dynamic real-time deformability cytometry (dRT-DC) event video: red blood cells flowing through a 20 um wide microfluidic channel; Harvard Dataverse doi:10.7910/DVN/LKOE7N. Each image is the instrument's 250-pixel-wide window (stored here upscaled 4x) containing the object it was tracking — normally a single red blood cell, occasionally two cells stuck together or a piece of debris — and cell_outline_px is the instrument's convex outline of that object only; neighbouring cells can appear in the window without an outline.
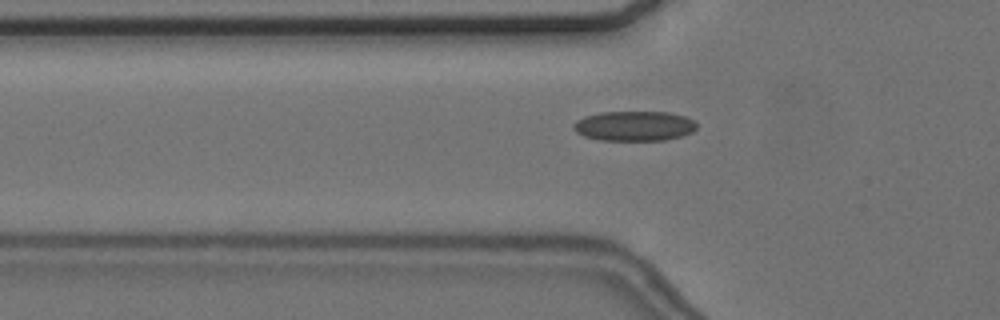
{"species": "common noctule bat (a hibernating species)", "species_latin": "Nyctalus noctula", "temperature_condition": "cold", "stored_images_in_passage": 47, "camera_frame_rate_fps": 3000, "um_per_image_px": 0.085, "animal": {"sex": "female", "body_mass_g": 24.6, "forearm_length_mm": 56.2}, "frame": {"image": 1, "passage_image": 9, "time_ms": 2.667, "image_size_px": [1000, 320], "cell_outline_px": [[696, 128], [692, 132], [684, 136], [664, 140], [600, 140], [584, 136], [576, 132], [572, 128], [572, 124], [576, 120], [584, 116], [600, 112], [668, 112], [684, 116], [692, 120], [696, 124]], "centroid_in_image_um": [53.88, 10.71], "position_along_channel_um": 71.9, "area_um2": 21.56}}
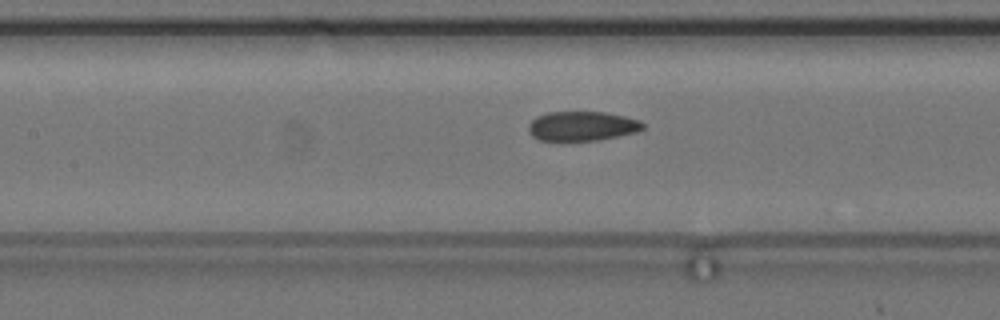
{"frame": {"image": 2, "passage_image": 16, "time_ms": 5.0, "image_size_px": [1000, 320], "cell_outline_px": [[644, 128], [636, 132], [596, 140], [540, 140], [532, 136], [528, 132], [528, 124], [536, 116], [548, 112], [604, 112], [624, 116], [640, 120], [644, 124]], "centroid_in_image_um": [49.45, 10.7], "position_along_channel_um": 157.9, "area_um2": 19.54}}
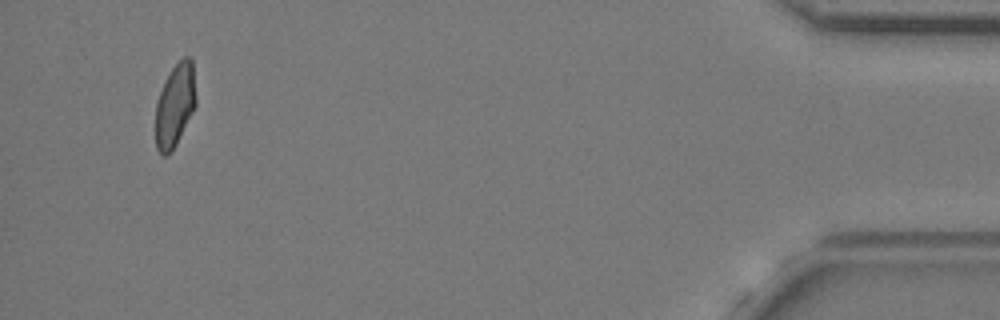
{"frame": {"image": 3, "passage_image": 44, "time_ms": 14.333, "image_size_px": [1000, 320], "cell_outline_px": [[196, 104], [176, 144], [164, 156], [156, 148], [156, 100], [172, 68], [184, 56], [192, 56], [196, 96]], "centroid_in_image_um": [14.89, 8.9], "position_along_channel_um": 420.3, "area_um2": 19.19}, "authors_computed_cell_mechanics": {"area_um2": 20.4612, "velocity_mm_per_s": 3.633, "shape_relaxation_time_tau1_ms": null, "shape_relaxation_time_tau2_ms": 2.4322, "deformation_change_tau1": null, "deformation_change_tau2": 0.0768}}